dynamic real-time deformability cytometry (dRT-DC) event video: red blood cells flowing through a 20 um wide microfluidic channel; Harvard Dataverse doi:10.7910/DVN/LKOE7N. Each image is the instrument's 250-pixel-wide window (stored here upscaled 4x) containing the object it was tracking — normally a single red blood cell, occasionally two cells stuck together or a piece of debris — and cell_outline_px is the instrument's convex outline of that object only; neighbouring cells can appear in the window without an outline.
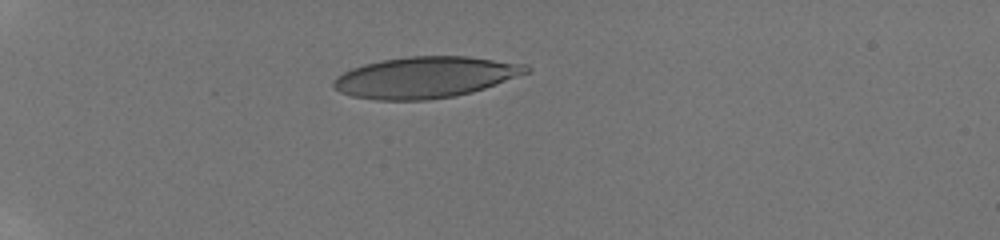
{"species": "human", "species_latin": "Homo sapiens", "temperature_condition": "room temperature", "stored_images_in_passage": 4, "camera_frame_rate_fps": 3000, "um_per_image_px": 0.085, "donor": {"sex": "male"}, "frame": {"image": 1, "passage_image": 1, "time_ms": 0.0, "image_size_px": [1000, 240], "cell_outline_px": [[532, 72], [472, 92], [456, 96], [428, 100], [376, 100], [352, 96], [340, 92], [332, 84], [332, 80], [336, 76], [352, 68], [364, 64], [380, 60], [408, 56], [468, 56], [528, 64], [532, 68]], "centroid_in_image_um": [36.19, 6.56], "position_along_channel_um": 48.8, "area_um2": 46.64}}
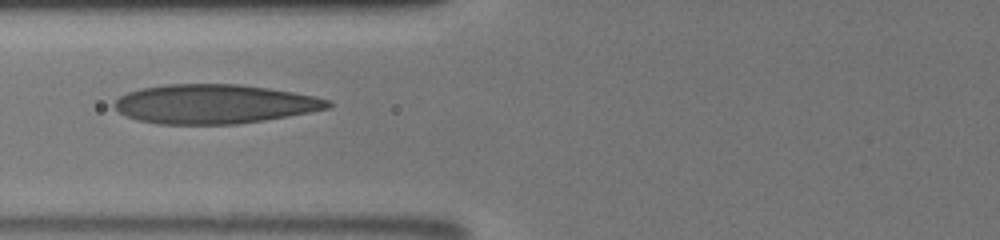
{"frame": {"image": 2, "passage_image": 3, "time_ms": 2.667, "image_size_px": [1000, 240], "cell_outline_px": [[332, 104], [328, 108], [288, 116], [264, 120], [236, 124], [160, 124], [140, 120], [128, 116], [120, 112], [112, 104], [120, 96], [128, 92], [140, 88], [164, 84], [240, 84], [268, 88], [316, 96], [328, 100]], "centroid_in_image_um": [18.2, 8.83], "position_along_channel_um": 107.6, "area_um2": 48.55}}
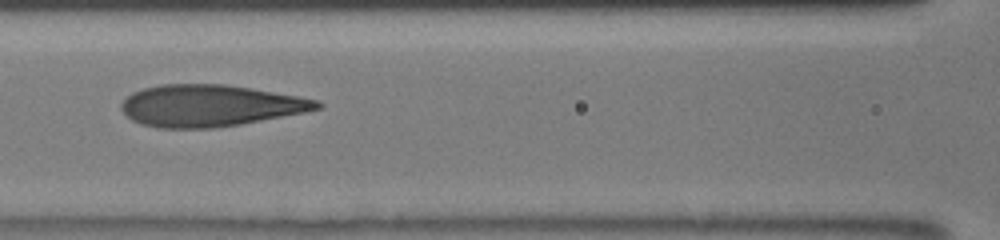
{"frame": {"image": 3, "passage_image": 4, "time_ms": 3.667, "image_size_px": [1000, 240], "cell_outline_px": [[324, 108], [304, 112], [240, 124], [212, 128], [160, 128], [140, 124], [132, 120], [120, 108], [120, 104], [132, 92], [144, 88], [160, 84], [224, 84], [252, 88], [320, 100], [324, 104]], "centroid_in_image_um": [17.86, 8.97], "position_along_channel_um": 148.7, "area_um2": 47.57}}